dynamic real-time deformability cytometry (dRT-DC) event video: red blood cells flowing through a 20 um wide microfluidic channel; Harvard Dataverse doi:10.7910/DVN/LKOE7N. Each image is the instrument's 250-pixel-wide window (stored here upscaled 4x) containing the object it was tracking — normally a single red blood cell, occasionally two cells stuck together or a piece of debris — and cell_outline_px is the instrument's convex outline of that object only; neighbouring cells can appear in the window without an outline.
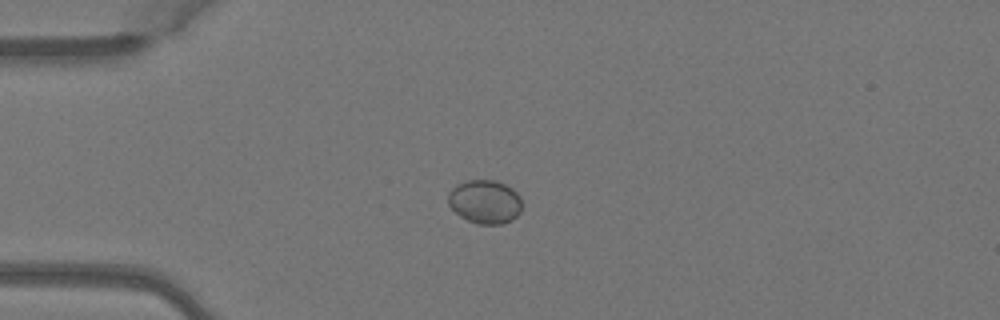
{"species": "Egyptian fruit bat (a non-hibernating species)", "species_latin": "Rousettus aegyptiacus", "temperature_condition": "warm", "stored_images_in_passage": 6, "camera_frame_rate_fps": 3000, "um_per_image_px": 0.085, "animal": {"sex": "female"}, "frame": {"image": 1, "passage_image": 4, "time_ms": 1.0, "image_size_px": [1000, 320], "cell_outline_px": [[520, 212], [512, 220], [500, 224], [476, 224], [460, 216], [448, 204], [448, 192], [456, 184], [468, 180], [496, 180], [512, 188], [520, 196]], "centroid_in_image_um": [41.2, 17.14], "position_along_channel_um": 43.8, "area_um2": 18.79}}
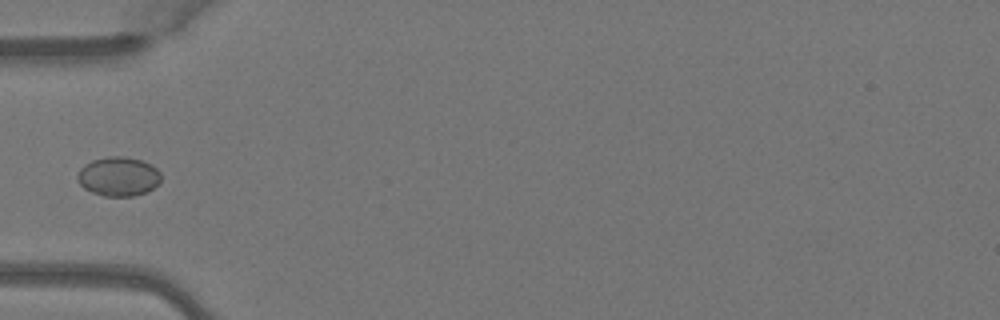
{"frame": {"image": 2, "passage_image": 5, "time_ms": 1.333, "image_size_px": [1000, 320], "cell_outline_px": [[160, 180], [148, 192], [132, 196], [104, 196], [92, 192], [84, 188], [80, 184], [76, 176], [80, 168], [84, 164], [92, 160], [108, 156], [124, 156], [140, 160], [152, 164], [160, 172]], "centroid_in_image_um": [10.05, 14.99], "position_along_channel_um": 75.0, "area_um2": 19.13}}
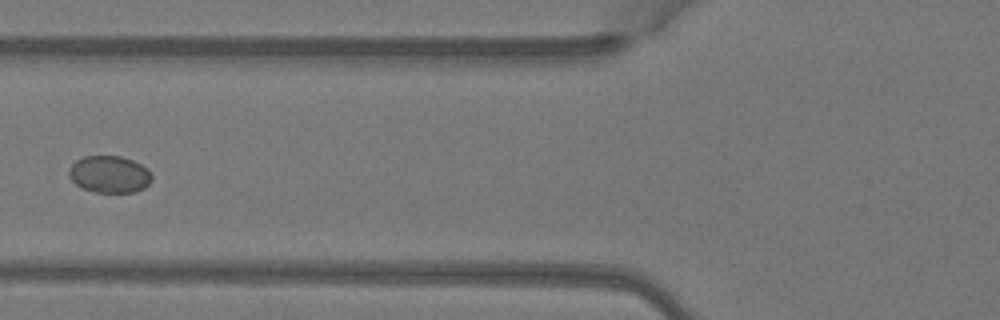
{"frame": {"image": 3, "passage_image": 6, "time_ms": 1.667, "image_size_px": [1000, 320], "cell_outline_px": [[152, 180], [144, 188], [132, 192], [96, 192], [80, 188], [68, 176], [68, 168], [76, 160], [84, 156], [120, 156], [132, 160], [148, 168], [152, 172]], "centroid_in_image_um": [9.29, 14.81], "position_along_channel_um": 116.5, "area_um2": 18.03}}